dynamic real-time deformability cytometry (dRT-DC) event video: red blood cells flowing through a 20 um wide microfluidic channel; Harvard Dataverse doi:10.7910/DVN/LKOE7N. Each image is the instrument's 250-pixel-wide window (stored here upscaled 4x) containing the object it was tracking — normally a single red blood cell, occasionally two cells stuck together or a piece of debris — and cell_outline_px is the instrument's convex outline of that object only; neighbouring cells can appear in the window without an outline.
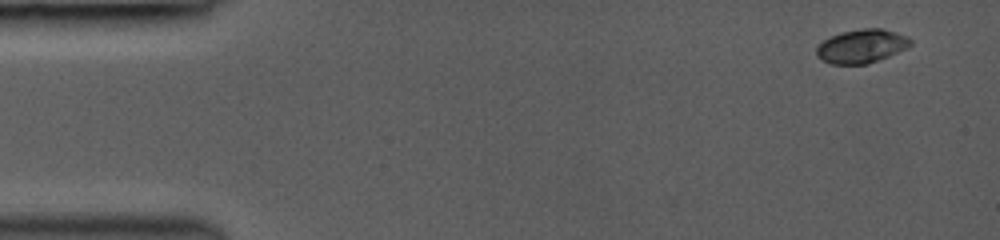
{"species": "common noctule bat (a hibernating species)", "species_latin": "Nyctalus noctula", "temperature_condition": "room temperature", "stored_images_in_passage": 17, "camera_frame_rate_fps": 3000, "um_per_image_px": 0.085, "animal": {"sex": "female", "body_mass_g": 19.0, "forearm_length_mm": 53.3}, "frame": {"image": 1, "passage_image": 1, "time_ms": 0.0, "image_size_px": [1000, 240], "cell_outline_px": [[912, 44], [908, 48], [868, 64], [832, 64], [816, 56], [816, 48], [824, 40], [840, 32], [864, 28], [880, 28], [896, 32], [908, 36], [912, 40]], "centroid_in_image_um": [73.27, 3.92], "position_along_channel_um": 11.7, "area_um2": 18.44}}
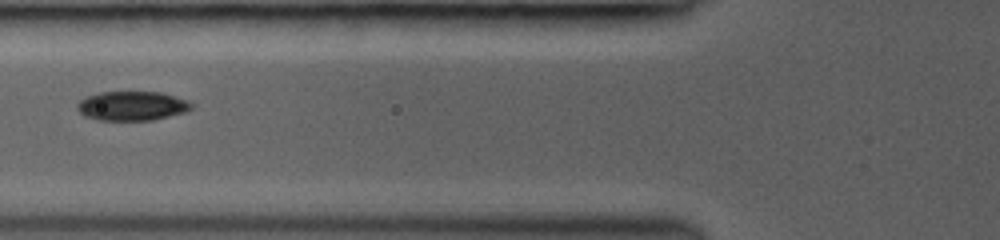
{"frame": {"image": 2, "passage_image": 10, "time_ms": 5.333, "image_size_px": [1000, 240], "cell_outline_px": [[196, 104], [188, 112], [152, 120], [96, 120], [84, 116], [76, 108], [76, 104], [84, 96], [100, 92], [160, 92], [188, 100]], "centroid_in_image_um": [11.23, 9.0], "position_along_channel_um": 114.6, "area_um2": 19.83}}
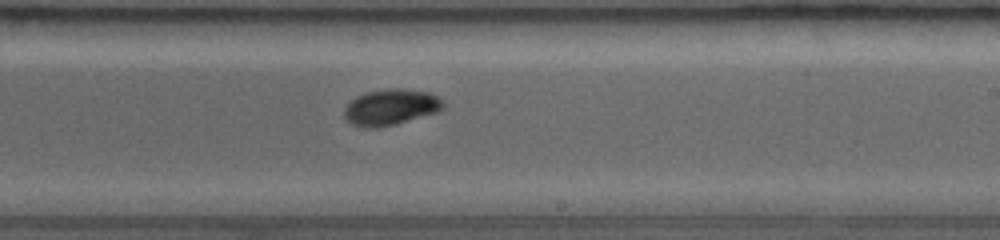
{"frame": {"image": 3, "passage_image": 17, "time_ms": 8.667, "image_size_px": [1000, 240], "cell_outline_px": [[444, 108], [436, 112], [396, 124], [376, 128], [364, 128], [352, 124], [344, 116], [344, 108], [356, 96], [364, 92], [388, 88], [400, 88], [428, 92], [444, 100]], "centroid_in_image_um": [33.21, 9.1], "position_along_channel_um": 255.8, "area_um2": 20.81}}